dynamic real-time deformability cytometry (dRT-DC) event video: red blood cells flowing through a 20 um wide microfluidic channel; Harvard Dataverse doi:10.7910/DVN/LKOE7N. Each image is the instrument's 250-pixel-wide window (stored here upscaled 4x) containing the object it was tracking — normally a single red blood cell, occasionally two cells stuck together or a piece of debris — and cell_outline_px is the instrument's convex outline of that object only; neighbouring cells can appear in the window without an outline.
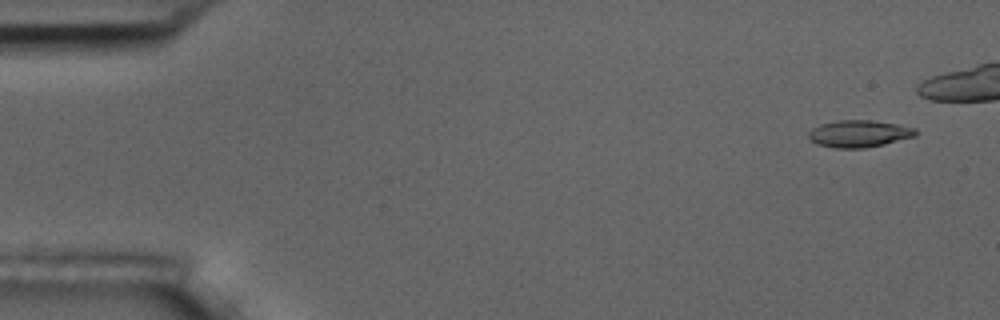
{"species": "common noctule bat (a hibernating species)", "species_latin": "Nyctalus noctula", "temperature_condition": "room temperature", "stored_images_in_passage": 5, "camera_frame_rate_fps": 3000, "um_per_image_px": 0.085, "animal": {"sex": "male", "body_mass_g": 17.5, "forearm_length_mm": 52.3}, "frame": {"image": 1, "passage_image": 1, "time_ms": 0.0, "image_size_px": [1000, 320], "cell_outline_px": [[920, 132], [916, 136], [884, 144], [864, 148], [836, 148], [816, 144], [808, 136], [808, 132], [812, 128], [820, 124], [836, 120], [872, 120], [896, 124], [916, 128]], "centroid_in_image_um": [73.04, 11.36], "position_along_channel_um": 12.0, "area_um2": 16.99}}